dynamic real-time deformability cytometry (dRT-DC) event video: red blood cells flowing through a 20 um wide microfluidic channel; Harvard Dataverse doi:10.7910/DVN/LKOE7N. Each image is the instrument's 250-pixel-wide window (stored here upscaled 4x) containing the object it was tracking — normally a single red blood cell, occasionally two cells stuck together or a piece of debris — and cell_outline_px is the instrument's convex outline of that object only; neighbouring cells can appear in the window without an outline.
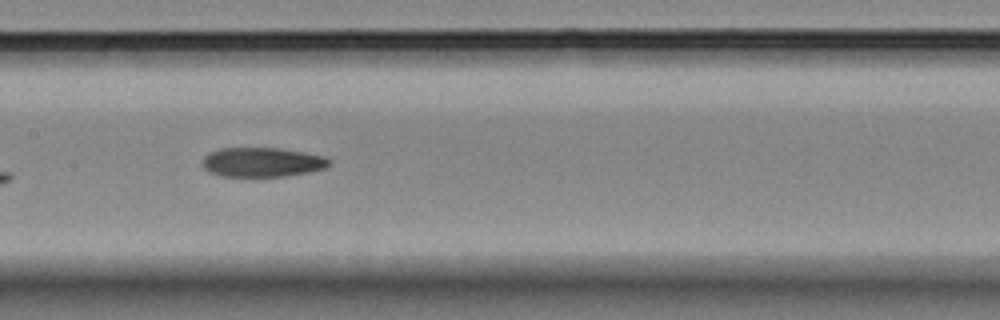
{"species": "Egyptian fruit bat (a non-hibernating species)", "species_latin": "Rousettus aegyptiacus", "temperature_condition": "room temperature", "stored_images_in_passage": 7, "camera_frame_rate_fps": 3000, "um_per_image_px": 0.085, "animal": {"sex": "female"}, "frame": {"image": 1, "passage_image": 7, "time_ms": 7.333, "image_size_px": [1000, 320], "cell_outline_px": [[332, 164], [324, 168], [308, 172], [284, 176], [220, 176], [208, 172], [204, 168], [204, 156], [208, 152], [220, 148], [280, 148], [304, 152], [324, 156], [332, 160]], "centroid_in_image_um": [22.3, 13.78], "position_along_channel_um": 185.1, "area_um2": 21.79}}